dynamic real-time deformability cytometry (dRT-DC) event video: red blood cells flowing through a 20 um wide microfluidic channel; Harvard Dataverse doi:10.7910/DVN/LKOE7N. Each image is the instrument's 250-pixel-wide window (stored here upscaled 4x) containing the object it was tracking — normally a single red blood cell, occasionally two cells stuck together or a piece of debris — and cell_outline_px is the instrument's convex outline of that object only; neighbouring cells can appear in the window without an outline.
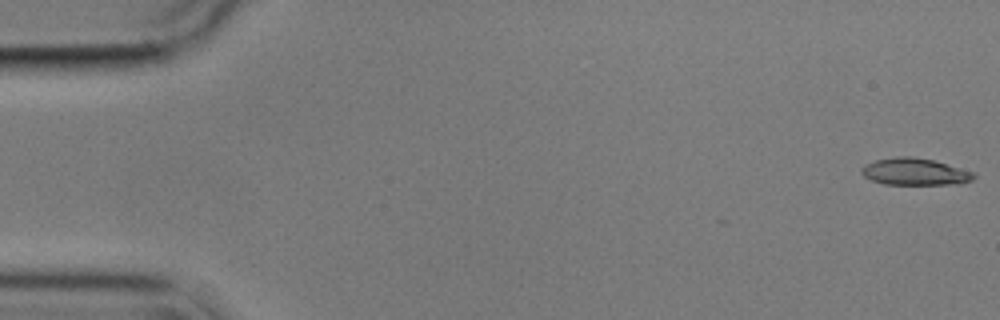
{"species": "common noctule bat (a hibernating species)", "species_latin": "Nyctalus noctula", "temperature_condition": "cold", "stored_images_in_passage": 11, "camera_frame_rate_fps": 3000, "um_per_image_px": 0.085, "animal": {"sex": "male", "body_mass_g": 17.9}, "frame": {"image": 1, "passage_image": 1, "time_ms": 0.0, "image_size_px": [1000, 320], "cell_outline_px": [[976, 176], [972, 180], [960, 184], [884, 184], [872, 180], [864, 176], [860, 172], [860, 168], [864, 164], [876, 160], [896, 156], [912, 156], [932, 160], [976, 172]], "centroid_in_image_um": [77.76, 14.59], "position_along_channel_um": 7.2, "area_um2": 17.74}}